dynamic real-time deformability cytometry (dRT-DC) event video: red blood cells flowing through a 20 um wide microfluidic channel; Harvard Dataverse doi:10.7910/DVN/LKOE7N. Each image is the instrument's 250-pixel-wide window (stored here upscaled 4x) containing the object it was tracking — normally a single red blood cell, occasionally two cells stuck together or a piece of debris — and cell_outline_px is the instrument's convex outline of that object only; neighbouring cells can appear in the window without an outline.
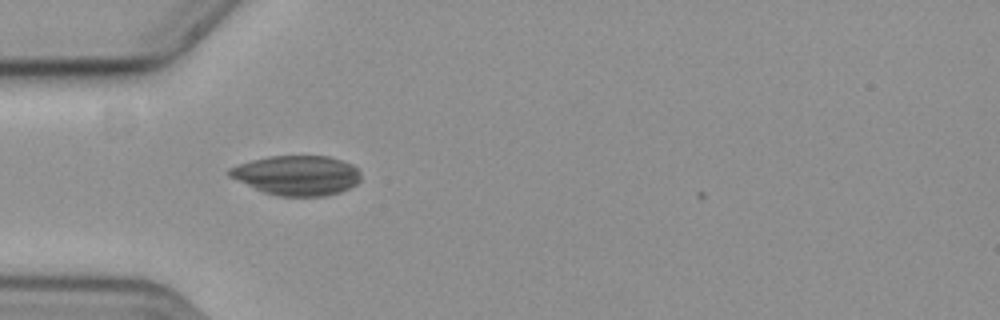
{"species": "common noctule bat (a hibernating species)", "species_latin": "Nyctalus noctula", "temperature_condition": "cold", "stored_images_in_passage": 35, "camera_frame_rate_fps": 3000, "um_per_image_px": 0.085, "animal": {"sex": "female", "body_mass_g": 19.3, "forearm_length_mm": 54.1}, "frame": {"image": 1, "passage_image": 1, "time_ms": 0.0, "image_size_px": [1000, 320], "cell_outline_px": [[360, 180], [356, 184], [340, 192], [324, 196], [280, 196], [264, 192], [228, 176], [228, 168], [252, 160], [268, 156], [328, 156], [352, 164], [360, 172]], "centroid_in_image_um": [25.24, 14.9], "position_along_channel_um": 59.8, "area_um2": 30.23}}
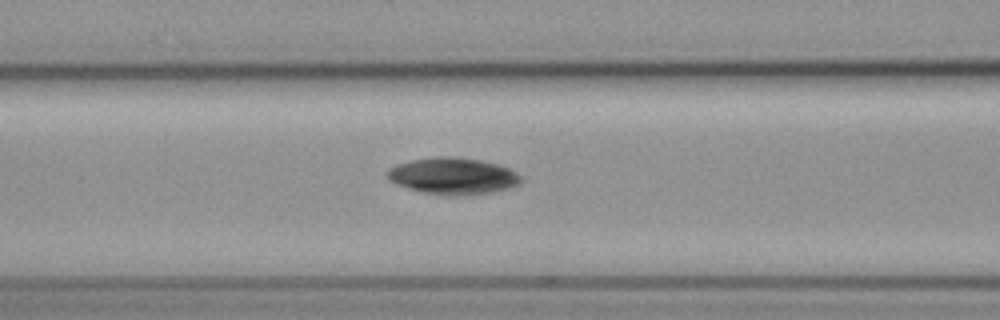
{"frame": {"image": 2, "passage_image": 7, "time_ms": 2.0, "image_size_px": [1000, 320], "cell_outline_px": [[524, 180], [520, 184], [508, 188], [492, 192], [468, 196], [448, 196], [424, 192], [408, 188], [396, 184], [388, 180], [384, 172], [388, 168], [396, 164], [412, 160], [436, 156], [456, 156], [484, 160], [500, 164], [516, 172]], "centroid_in_image_um": [38.5, 14.95], "position_along_channel_um": 128.1, "area_um2": 29.19}}
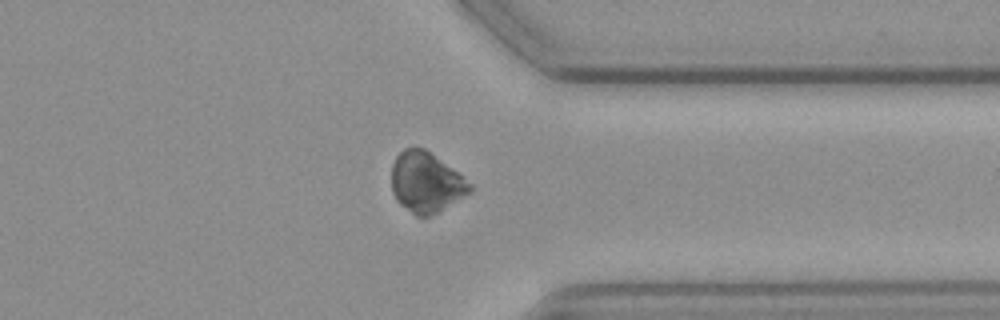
{"frame": {"image": 3, "passage_image": 28, "time_ms": 9.0, "image_size_px": [1000, 320], "cell_outline_px": [[472, 192], [436, 212], [428, 216], [416, 216], [400, 204], [396, 200], [392, 192], [392, 164], [396, 156], [404, 148], [424, 148], [460, 172], [472, 184]], "centroid_in_image_um": [36.23, 15.48], "position_along_channel_um": 375.2, "area_um2": 27.57}}